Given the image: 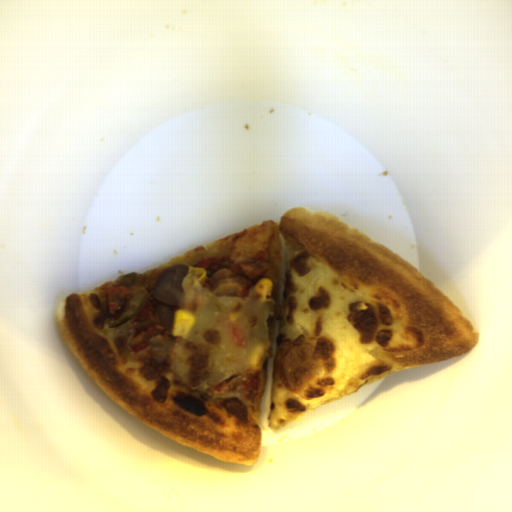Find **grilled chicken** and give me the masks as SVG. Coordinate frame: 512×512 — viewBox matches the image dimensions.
I'll return each mask as SVG.
<instances>
[{
    "instance_id": "obj_1",
    "label": "grilled chicken",
    "mask_w": 512,
    "mask_h": 512,
    "mask_svg": "<svg viewBox=\"0 0 512 512\" xmlns=\"http://www.w3.org/2000/svg\"><path fill=\"white\" fill-rule=\"evenodd\" d=\"M195 267L206 271L201 284L204 289L221 297L241 298L264 279L268 263H237L227 256L200 259Z\"/></svg>"
},
{
    "instance_id": "obj_2",
    "label": "grilled chicken",
    "mask_w": 512,
    "mask_h": 512,
    "mask_svg": "<svg viewBox=\"0 0 512 512\" xmlns=\"http://www.w3.org/2000/svg\"><path fill=\"white\" fill-rule=\"evenodd\" d=\"M166 333L155 310L154 301L147 298L131 322L129 347L136 353L146 349L150 341L159 334Z\"/></svg>"
},
{
    "instance_id": "obj_3",
    "label": "grilled chicken",
    "mask_w": 512,
    "mask_h": 512,
    "mask_svg": "<svg viewBox=\"0 0 512 512\" xmlns=\"http://www.w3.org/2000/svg\"><path fill=\"white\" fill-rule=\"evenodd\" d=\"M264 381L265 370L263 366L255 370L251 364L240 373L222 378L210 386L209 389L218 394L238 390L249 401L257 403L262 395Z\"/></svg>"
},
{
    "instance_id": "obj_4",
    "label": "grilled chicken",
    "mask_w": 512,
    "mask_h": 512,
    "mask_svg": "<svg viewBox=\"0 0 512 512\" xmlns=\"http://www.w3.org/2000/svg\"><path fill=\"white\" fill-rule=\"evenodd\" d=\"M130 289L123 285L105 289L103 291L102 303L106 314L114 315L124 304L125 298L129 295Z\"/></svg>"
}]
</instances>
